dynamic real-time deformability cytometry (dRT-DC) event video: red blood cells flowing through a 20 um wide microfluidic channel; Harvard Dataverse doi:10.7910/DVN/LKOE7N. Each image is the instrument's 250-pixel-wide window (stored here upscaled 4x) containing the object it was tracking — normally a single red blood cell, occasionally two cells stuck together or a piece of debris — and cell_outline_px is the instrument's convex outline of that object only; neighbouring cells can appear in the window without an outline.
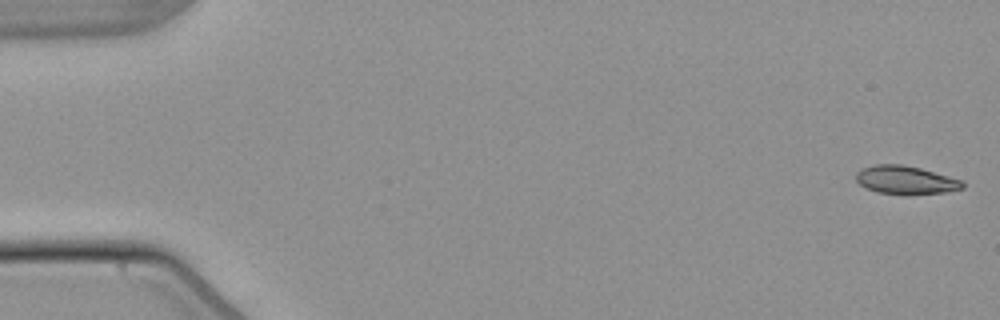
{"species": "common noctule bat (a hibernating species)", "species_latin": "Nyctalus noctula", "temperature_condition": "warm", "stored_images_in_passage": 54, "camera_frame_rate_fps": 3000, "um_per_image_px": 0.085, "animal": {"sex": "male", "body_mass_g": 21.5, "forearm_length_mm": 52.0}, "frame": {"image": 1, "passage_image": 1, "time_ms": 0.0, "image_size_px": [1000, 320], "cell_outline_px": [[964, 188], [944, 192], [908, 196], [904, 196], [876, 192], [860, 184], [856, 180], [856, 172], [864, 168], [876, 164], [900, 164], [920, 168], [964, 180]], "centroid_in_image_um": [77.01, 15.32], "position_along_channel_um": 8.0, "area_um2": 17.86}}
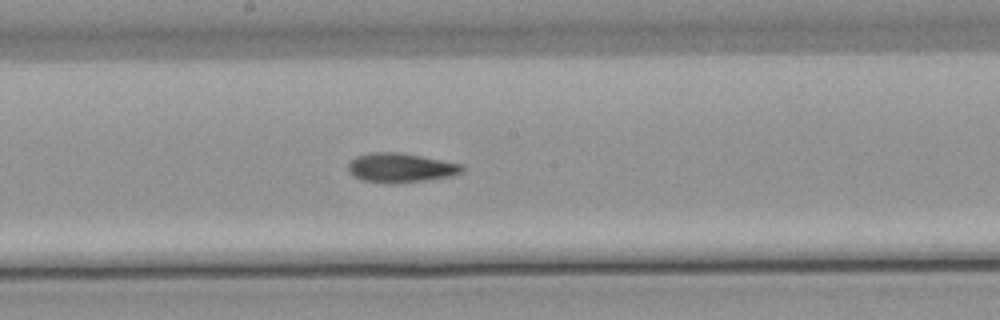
{"frame": {"image": 2, "passage_image": 29, "time_ms": 9.333, "image_size_px": [1000, 320], "cell_outline_px": [[464, 172], [452, 176], [424, 180], [388, 184], [364, 180], [352, 176], [348, 172], [348, 164], [356, 156], [372, 152], [400, 152], [464, 164]], "centroid_in_image_um": [34.07, 14.26], "position_along_channel_um": 214.1, "area_um2": 19.59}}
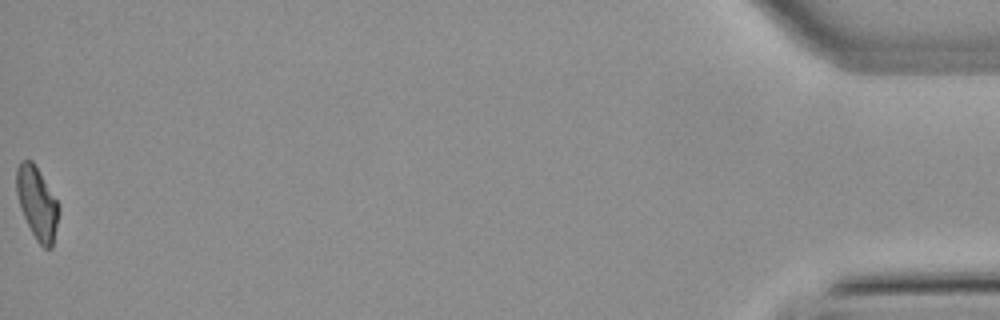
{"frame": {"image": 3, "passage_image": 54, "time_ms": 17.667, "image_size_px": [1000, 320], "cell_outline_px": [[60, 212], [52, 248], [44, 248], [36, 240], [20, 208], [16, 192], [16, 168], [20, 160], [32, 160], [60, 204]], "centroid_in_image_um": [3.17, 17.25], "position_along_channel_um": 432.0, "area_um2": 17.98}, "authors_computed_cell_mechanics": {"area_um2": 18.3515, "velocity_mm_per_s": 3.8355, "shape_relaxation_time_tau1_ms": 7.6296, "shape_relaxation_time_tau2_ms": 3.9509, "deformation_change_tau1": 0.1979, "deformation_change_tau2": 0.1124}}